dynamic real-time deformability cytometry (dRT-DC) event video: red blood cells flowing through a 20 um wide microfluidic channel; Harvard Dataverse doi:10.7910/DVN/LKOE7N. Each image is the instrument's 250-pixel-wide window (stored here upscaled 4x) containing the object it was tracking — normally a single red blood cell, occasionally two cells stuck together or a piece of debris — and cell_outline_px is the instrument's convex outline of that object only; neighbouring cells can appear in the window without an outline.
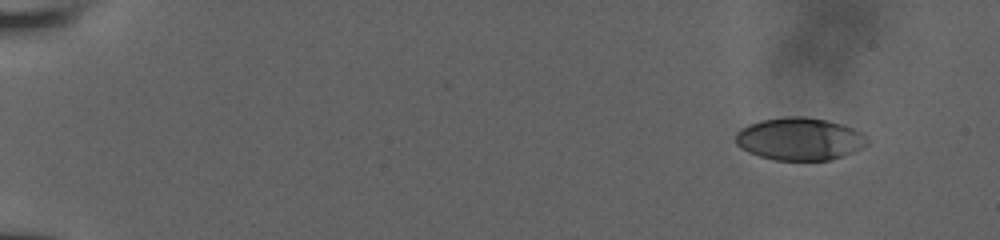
{"species": "human", "species_latin": "Homo sapiens", "temperature_condition": "room temperature", "stored_images_in_passage": 13, "camera_frame_rate_fps": 3000, "um_per_image_px": 0.085, "donor": {"sex": "male"}, "frame": {"image": 1, "passage_image": 1, "time_ms": 0.0, "image_size_px": [1000, 240], "cell_outline_px": [[868, 144], [852, 152], [828, 160], [776, 160], [760, 156], [748, 152], [740, 148], [736, 144], [736, 132], [740, 128], [748, 124], [760, 120], [784, 116], [804, 116], [828, 120], [852, 128], [868, 136]], "centroid_in_image_um": [67.93, 11.79], "position_along_channel_um": 17.1, "area_um2": 32.71}}